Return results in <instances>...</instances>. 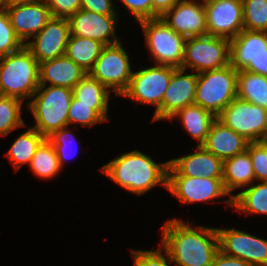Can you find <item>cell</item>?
Wrapping results in <instances>:
<instances>
[{"label": "cell", "mask_w": 267, "mask_h": 266, "mask_svg": "<svg viewBox=\"0 0 267 266\" xmlns=\"http://www.w3.org/2000/svg\"><path fill=\"white\" fill-rule=\"evenodd\" d=\"M160 246L168 253L176 266H211L219 251L217 228L193 229L182 220L167 221L162 227Z\"/></svg>", "instance_id": "obj_1"}, {"label": "cell", "mask_w": 267, "mask_h": 266, "mask_svg": "<svg viewBox=\"0 0 267 266\" xmlns=\"http://www.w3.org/2000/svg\"><path fill=\"white\" fill-rule=\"evenodd\" d=\"M168 167L169 161L155 163L150 156L133 150L114 158L101 170L124 189L143 195L158 184L167 189Z\"/></svg>", "instance_id": "obj_2"}, {"label": "cell", "mask_w": 267, "mask_h": 266, "mask_svg": "<svg viewBox=\"0 0 267 266\" xmlns=\"http://www.w3.org/2000/svg\"><path fill=\"white\" fill-rule=\"evenodd\" d=\"M39 86V62L25 45L0 57L1 96L24 101V98H31Z\"/></svg>", "instance_id": "obj_3"}, {"label": "cell", "mask_w": 267, "mask_h": 266, "mask_svg": "<svg viewBox=\"0 0 267 266\" xmlns=\"http://www.w3.org/2000/svg\"><path fill=\"white\" fill-rule=\"evenodd\" d=\"M27 106L33 114V127L45 138L55 131L68 127V110L73 97L71 88L40 85Z\"/></svg>", "instance_id": "obj_4"}, {"label": "cell", "mask_w": 267, "mask_h": 266, "mask_svg": "<svg viewBox=\"0 0 267 266\" xmlns=\"http://www.w3.org/2000/svg\"><path fill=\"white\" fill-rule=\"evenodd\" d=\"M237 71L229 64L198 74L194 104L215 117L237 97Z\"/></svg>", "instance_id": "obj_5"}, {"label": "cell", "mask_w": 267, "mask_h": 266, "mask_svg": "<svg viewBox=\"0 0 267 266\" xmlns=\"http://www.w3.org/2000/svg\"><path fill=\"white\" fill-rule=\"evenodd\" d=\"M139 22L144 31L146 46L156 65L181 68L187 38L176 33L162 18Z\"/></svg>", "instance_id": "obj_6"}, {"label": "cell", "mask_w": 267, "mask_h": 266, "mask_svg": "<svg viewBox=\"0 0 267 266\" xmlns=\"http://www.w3.org/2000/svg\"><path fill=\"white\" fill-rule=\"evenodd\" d=\"M230 40L213 35L188 37L185 42L181 68L187 67L197 74L220 69L230 64Z\"/></svg>", "instance_id": "obj_7"}, {"label": "cell", "mask_w": 267, "mask_h": 266, "mask_svg": "<svg viewBox=\"0 0 267 266\" xmlns=\"http://www.w3.org/2000/svg\"><path fill=\"white\" fill-rule=\"evenodd\" d=\"M173 67L156 65L133 72L127 90L121 95L134 101L156 106L153 120L162 119V99L169 86Z\"/></svg>", "instance_id": "obj_8"}, {"label": "cell", "mask_w": 267, "mask_h": 266, "mask_svg": "<svg viewBox=\"0 0 267 266\" xmlns=\"http://www.w3.org/2000/svg\"><path fill=\"white\" fill-rule=\"evenodd\" d=\"M249 142L267 140V109L236 97L217 117Z\"/></svg>", "instance_id": "obj_9"}, {"label": "cell", "mask_w": 267, "mask_h": 266, "mask_svg": "<svg viewBox=\"0 0 267 266\" xmlns=\"http://www.w3.org/2000/svg\"><path fill=\"white\" fill-rule=\"evenodd\" d=\"M88 74L109 91L113 88L116 95L121 96L127 90L133 74L122 41L105 46Z\"/></svg>", "instance_id": "obj_10"}, {"label": "cell", "mask_w": 267, "mask_h": 266, "mask_svg": "<svg viewBox=\"0 0 267 266\" xmlns=\"http://www.w3.org/2000/svg\"><path fill=\"white\" fill-rule=\"evenodd\" d=\"M207 35L236 37L243 29L242 0H203Z\"/></svg>", "instance_id": "obj_11"}, {"label": "cell", "mask_w": 267, "mask_h": 266, "mask_svg": "<svg viewBox=\"0 0 267 266\" xmlns=\"http://www.w3.org/2000/svg\"><path fill=\"white\" fill-rule=\"evenodd\" d=\"M219 250L251 266H267V240L232 229H218Z\"/></svg>", "instance_id": "obj_12"}, {"label": "cell", "mask_w": 267, "mask_h": 266, "mask_svg": "<svg viewBox=\"0 0 267 266\" xmlns=\"http://www.w3.org/2000/svg\"><path fill=\"white\" fill-rule=\"evenodd\" d=\"M70 36L68 18L51 17L33 41L25 43L33 57L39 62L53 60L65 55Z\"/></svg>", "instance_id": "obj_13"}, {"label": "cell", "mask_w": 267, "mask_h": 266, "mask_svg": "<svg viewBox=\"0 0 267 266\" xmlns=\"http://www.w3.org/2000/svg\"><path fill=\"white\" fill-rule=\"evenodd\" d=\"M167 190L183 204L207 202L230 195L225 189L222 178L168 176Z\"/></svg>", "instance_id": "obj_14"}, {"label": "cell", "mask_w": 267, "mask_h": 266, "mask_svg": "<svg viewBox=\"0 0 267 266\" xmlns=\"http://www.w3.org/2000/svg\"><path fill=\"white\" fill-rule=\"evenodd\" d=\"M70 35L97 40L105 46L121 41L115 34L116 16H107L86 9H80L69 18ZM112 37V40L109 37Z\"/></svg>", "instance_id": "obj_15"}, {"label": "cell", "mask_w": 267, "mask_h": 266, "mask_svg": "<svg viewBox=\"0 0 267 266\" xmlns=\"http://www.w3.org/2000/svg\"><path fill=\"white\" fill-rule=\"evenodd\" d=\"M6 9L16 35L24 44L26 39L37 35L52 17L45 1H25Z\"/></svg>", "instance_id": "obj_16"}, {"label": "cell", "mask_w": 267, "mask_h": 266, "mask_svg": "<svg viewBox=\"0 0 267 266\" xmlns=\"http://www.w3.org/2000/svg\"><path fill=\"white\" fill-rule=\"evenodd\" d=\"M176 33L184 37L207 35L204 3L179 0L172 9L161 17Z\"/></svg>", "instance_id": "obj_17"}, {"label": "cell", "mask_w": 267, "mask_h": 266, "mask_svg": "<svg viewBox=\"0 0 267 266\" xmlns=\"http://www.w3.org/2000/svg\"><path fill=\"white\" fill-rule=\"evenodd\" d=\"M196 152L169 161L168 176L223 178V161L203 146Z\"/></svg>", "instance_id": "obj_18"}, {"label": "cell", "mask_w": 267, "mask_h": 266, "mask_svg": "<svg viewBox=\"0 0 267 266\" xmlns=\"http://www.w3.org/2000/svg\"><path fill=\"white\" fill-rule=\"evenodd\" d=\"M186 70L174 68L169 86L162 99V119H171L182 108L193 105L198 74L183 75Z\"/></svg>", "instance_id": "obj_19"}, {"label": "cell", "mask_w": 267, "mask_h": 266, "mask_svg": "<svg viewBox=\"0 0 267 266\" xmlns=\"http://www.w3.org/2000/svg\"><path fill=\"white\" fill-rule=\"evenodd\" d=\"M267 53V32L243 29L230 40V65L236 70H244L250 62Z\"/></svg>", "instance_id": "obj_20"}, {"label": "cell", "mask_w": 267, "mask_h": 266, "mask_svg": "<svg viewBox=\"0 0 267 266\" xmlns=\"http://www.w3.org/2000/svg\"><path fill=\"white\" fill-rule=\"evenodd\" d=\"M248 144L249 141L243 136L216 118L211 124L207 139L202 146L224 161L245 152Z\"/></svg>", "instance_id": "obj_21"}, {"label": "cell", "mask_w": 267, "mask_h": 266, "mask_svg": "<svg viewBox=\"0 0 267 266\" xmlns=\"http://www.w3.org/2000/svg\"><path fill=\"white\" fill-rule=\"evenodd\" d=\"M87 74L79 65L66 55L39 63V83L73 89Z\"/></svg>", "instance_id": "obj_22"}, {"label": "cell", "mask_w": 267, "mask_h": 266, "mask_svg": "<svg viewBox=\"0 0 267 266\" xmlns=\"http://www.w3.org/2000/svg\"><path fill=\"white\" fill-rule=\"evenodd\" d=\"M222 180L231 197L224 202L233 206L231 192L236 188L249 186L255 180L253 164L247 150L223 161Z\"/></svg>", "instance_id": "obj_23"}, {"label": "cell", "mask_w": 267, "mask_h": 266, "mask_svg": "<svg viewBox=\"0 0 267 266\" xmlns=\"http://www.w3.org/2000/svg\"><path fill=\"white\" fill-rule=\"evenodd\" d=\"M73 97L81 104L93 105V109L105 120L108 119L110 91L88 73L72 89Z\"/></svg>", "instance_id": "obj_24"}, {"label": "cell", "mask_w": 267, "mask_h": 266, "mask_svg": "<svg viewBox=\"0 0 267 266\" xmlns=\"http://www.w3.org/2000/svg\"><path fill=\"white\" fill-rule=\"evenodd\" d=\"M178 117L187 132L199 141L198 146H202L207 139L213 121L217 118L212 113L199 105L193 104L179 110L170 119Z\"/></svg>", "instance_id": "obj_25"}, {"label": "cell", "mask_w": 267, "mask_h": 266, "mask_svg": "<svg viewBox=\"0 0 267 266\" xmlns=\"http://www.w3.org/2000/svg\"><path fill=\"white\" fill-rule=\"evenodd\" d=\"M104 47L105 45L97 40L70 35L65 55L88 73Z\"/></svg>", "instance_id": "obj_26"}, {"label": "cell", "mask_w": 267, "mask_h": 266, "mask_svg": "<svg viewBox=\"0 0 267 266\" xmlns=\"http://www.w3.org/2000/svg\"><path fill=\"white\" fill-rule=\"evenodd\" d=\"M237 97L267 109V77L246 70L237 71Z\"/></svg>", "instance_id": "obj_27"}, {"label": "cell", "mask_w": 267, "mask_h": 266, "mask_svg": "<svg viewBox=\"0 0 267 266\" xmlns=\"http://www.w3.org/2000/svg\"><path fill=\"white\" fill-rule=\"evenodd\" d=\"M45 139L36 129L29 127L28 131L15 140L10 150L5 154L15 166V170H18L25 163L30 164L38 147Z\"/></svg>", "instance_id": "obj_28"}, {"label": "cell", "mask_w": 267, "mask_h": 266, "mask_svg": "<svg viewBox=\"0 0 267 266\" xmlns=\"http://www.w3.org/2000/svg\"><path fill=\"white\" fill-rule=\"evenodd\" d=\"M233 206L249 214H267V181L249 186L237 195H232Z\"/></svg>", "instance_id": "obj_29"}, {"label": "cell", "mask_w": 267, "mask_h": 266, "mask_svg": "<svg viewBox=\"0 0 267 266\" xmlns=\"http://www.w3.org/2000/svg\"><path fill=\"white\" fill-rule=\"evenodd\" d=\"M29 166L37 177L50 179L61 170L53 144L46 138L38 147Z\"/></svg>", "instance_id": "obj_30"}, {"label": "cell", "mask_w": 267, "mask_h": 266, "mask_svg": "<svg viewBox=\"0 0 267 266\" xmlns=\"http://www.w3.org/2000/svg\"><path fill=\"white\" fill-rule=\"evenodd\" d=\"M23 101L0 95V135L7 136L12 130L25 126L21 117Z\"/></svg>", "instance_id": "obj_31"}, {"label": "cell", "mask_w": 267, "mask_h": 266, "mask_svg": "<svg viewBox=\"0 0 267 266\" xmlns=\"http://www.w3.org/2000/svg\"><path fill=\"white\" fill-rule=\"evenodd\" d=\"M243 27L267 32V0H242Z\"/></svg>", "instance_id": "obj_32"}, {"label": "cell", "mask_w": 267, "mask_h": 266, "mask_svg": "<svg viewBox=\"0 0 267 266\" xmlns=\"http://www.w3.org/2000/svg\"><path fill=\"white\" fill-rule=\"evenodd\" d=\"M24 45L11 25L7 9L0 7V57L11 54Z\"/></svg>", "instance_id": "obj_33"}, {"label": "cell", "mask_w": 267, "mask_h": 266, "mask_svg": "<svg viewBox=\"0 0 267 266\" xmlns=\"http://www.w3.org/2000/svg\"><path fill=\"white\" fill-rule=\"evenodd\" d=\"M76 122L86 127L105 120L93 109V105L81 104L79 100L72 97L68 110V125Z\"/></svg>", "instance_id": "obj_34"}, {"label": "cell", "mask_w": 267, "mask_h": 266, "mask_svg": "<svg viewBox=\"0 0 267 266\" xmlns=\"http://www.w3.org/2000/svg\"><path fill=\"white\" fill-rule=\"evenodd\" d=\"M247 151L253 164L255 179L267 181V141L249 142Z\"/></svg>", "instance_id": "obj_35"}, {"label": "cell", "mask_w": 267, "mask_h": 266, "mask_svg": "<svg viewBox=\"0 0 267 266\" xmlns=\"http://www.w3.org/2000/svg\"><path fill=\"white\" fill-rule=\"evenodd\" d=\"M73 137L74 136L72 132H70L66 127H63L55 131L52 135H50L47 138L53 144L55 148L56 155L58 157V162H59L61 169L64 165L65 159H68V157H71L70 156L71 150L69 149L72 147H70L69 142L73 139Z\"/></svg>", "instance_id": "obj_36"}, {"label": "cell", "mask_w": 267, "mask_h": 266, "mask_svg": "<svg viewBox=\"0 0 267 266\" xmlns=\"http://www.w3.org/2000/svg\"><path fill=\"white\" fill-rule=\"evenodd\" d=\"M163 251L162 246H159L158 251L132 250L134 266H169L167 259L170 260V257L166 252L167 258H165Z\"/></svg>", "instance_id": "obj_37"}, {"label": "cell", "mask_w": 267, "mask_h": 266, "mask_svg": "<svg viewBox=\"0 0 267 266\" xmlns=\"http://www.w3.org/2000/svg\"><path fill=\"white\" fill-rule=\"evenodd\" d=\"M50 9L52 17L69 18L81 9L80 0H43Z\"/></svg>", "instance_id": "obj_38"}, {"label": "cell", "mask_w": 267, "mask_h": 266, "mask_svg": "<svg viewBox=\"0 0 267 266\" xmlns=\"http://www.w3.org/2000/svg\"><path fill=\"white\" fill-rule=\"evenodd\" d=\"M139 22L152 19V0H121Z\"/></svg>", "instance_id": "obj_39"}, {"label": "cell", "mask_w": 267, "mask_h": 266, "mask_svg": "<svg viewBox=\"0 0 267 266\" xmlns=\"http://www.w3.org/2000/svg\"><path fill=\"white\" fill-rule=\"evenodd\" d=\"M81 9H86L95 13L117 16L115 12L116 8L113 5L112 0H80Z\"/></svg>", "instance_id": "obj_40"}, {"label": "cell", "mask_w": 267, "mask_h": 266, "mask_svg": "<svg viewBox=\"0 0 267 266\" xmlns=\"http://www.w3.org/2000/svg\"><path fill=\"white\" fill-rule=\"evenodd\" d=\"M211 266H251V265L240 258L228 256L219 250L214 257Z\"/></svg>", "instance_id": "obj_41"}, {"label": "cell", "mask_w": 267, "mask_h": 266, "mask_svg": "<svg viewBox=\"0 0 267 266\" xmlns=\"http://www.w3.org/2000/svg\"><path fill=\"white\" fill-rule=\"evenodd\" d=\"M179 0H152V19L163 17Z\"/></svg>", "instance_id": "obj_42"}, {"label": "cell", "mask_w": 267, "mask_h": 266, "mask_svg": "<svg viewBox=\"0 0 267 266\" xmlns=\"http://www.w3.org/2000/svg\"><path fill=\"white\" fill-rule=\"evenodd\" d=\"M244 70L267 77V53L257 57L254 62H250Z\"/></svg>", "instance_id": "obj_43"}, {"label": "cell", "mask_w": 267, "mask_h": 266, "mask_svg": "<svg viewBox=\"0 0 267 266\" xmlns=\"http://www.w3.org/2000/svg\"><path fill=\"white\" fill-rule=\"evenodd\" d=\"M22 0H0V7H8L10 5L21 3Z\"/></svg>", "instance_id": "obj_44"}, {"label": "cell", "mask_w": 267, "mask_h": 266, "mask_svg": "<svg viewBox=\"0 0 267 266\" xmlns=\"http://www.w3.org/2000/svg\"><path fill=\"white\" fill-rule=\"evenodd\" d=\"M25 1L32 2V1H43V0H22V2H25Z\"/></svg>", "instance_id": "obj_45"}]
</instances>
